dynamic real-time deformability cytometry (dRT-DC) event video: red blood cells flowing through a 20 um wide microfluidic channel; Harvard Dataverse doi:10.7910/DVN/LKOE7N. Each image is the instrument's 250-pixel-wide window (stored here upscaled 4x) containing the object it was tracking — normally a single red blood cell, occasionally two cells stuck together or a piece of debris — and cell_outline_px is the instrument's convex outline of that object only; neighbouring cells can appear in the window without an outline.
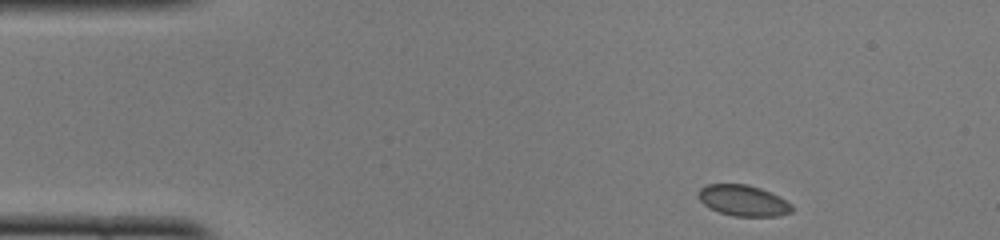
{"species": "common noctule bat (a hibernating species)", "species_latin": "Nyctalus noctula", "temperature_condition": "cold", "stored_images_in_passage": 45, "camera_frame_rate_fps": 3000, "um_per_image_px": 0.085, "animal": {"sex": "female", "body_mass_g": 22.0, "forearm_length_mm": 56.7}, "frame": {"image": 1, "passage_image": 1, "time_ms": 0.0, "image_size_px": [1000, 240], "cell_outline_px": [[792, 212], [776, 216], [732, 216], [720, 212], [704, 204], [700, 200], [700, 188], [708, 184], [748, 184], [760, 188], [792, 204]], "centroid_in_image_um": [63.18, 17.05], "position_along_channel_um": 21.8, "area_um2": 16.47}}
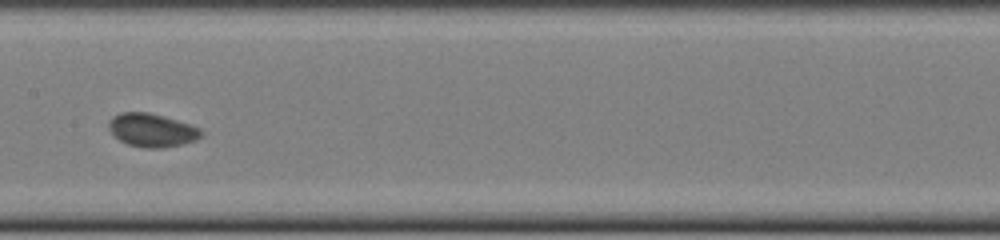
{"frame": {"image": 2, "passage_image": 20, "time_ms": 6.333, "image_size_px": [1000, 240], "cell_outline_px": [[204, 132], [196, 140], [164, 148], [144, 148], [128, 144], [120, 140], [108, 128], [108, 120], [112, 116], [120, 112], [148, 112], [164, 116], [200, 128]], "centroid_in_image_um": [12.89, 11.06], "position_along_channel_um": 194.5, "area_um2": 17.92}}
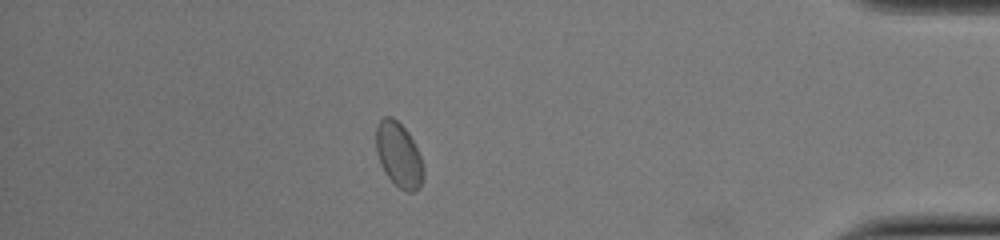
{"frame": {"image": 3, "passage_image": 39, "time_ms": 12.667, "image_size_px": [1000, 240], "cell_outline_px": [[424, 176], [420, 188], [416, 192], [408, 192], [400, 188], [384, 172], [380, 164], [376, 152], [376, 124], [384, 116], [392, 116], [408, 132], [420, 156], [424, 168]], "centroid_in_image_um": [33.89, 13.17], "position_along_channel_um": 401.3, "area_um2": 17.92}, "authors_computed_cell_mechanics": {"area_um2": 17.3978, "velocity_mm_per_s": 3.9204, "shape_relaxation_time_tau1_ms": 1.4221, "shape_relaxation_time_tau2_ms": 2.2147, "deformation_change_tau1": 0.048, "deformation_change_tau2": 0.0347}}